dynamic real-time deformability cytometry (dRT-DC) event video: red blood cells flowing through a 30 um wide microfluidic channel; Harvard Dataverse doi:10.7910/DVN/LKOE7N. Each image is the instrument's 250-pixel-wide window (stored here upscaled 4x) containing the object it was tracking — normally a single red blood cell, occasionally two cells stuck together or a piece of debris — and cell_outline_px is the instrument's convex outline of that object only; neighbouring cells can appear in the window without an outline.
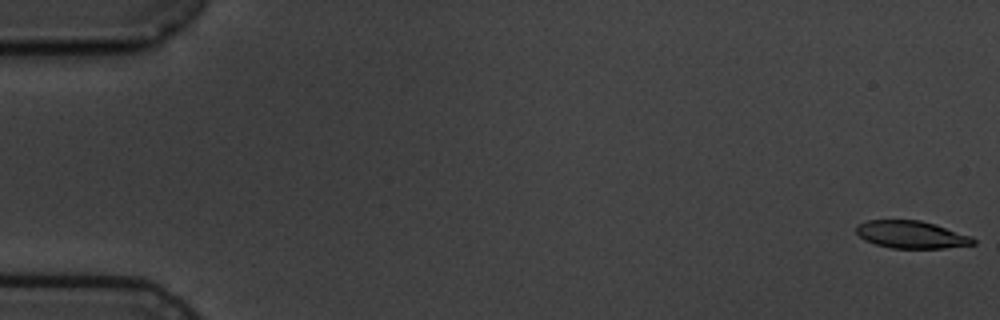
{"species": "common noctule bat (a hibernating species)", "species_latin": "Nyctalus noctula", "temperature_condition": "cold", "stored_images_in_passage": 9, "camera_frame_rate_fps": 3000, "um_per_image_px": 0.085, "animal": {"sex": "male", "body_mass_g": 19.5, "forearm_length_mm": 54.6}, "frame": {"image": 1, "passage_image": 1, "time_ms": 0.0, "image_size_px": [1000, 320], "cell_outline_px": [[976, 244], [944, 248], [892, 248], [876, 244], [864, 240], [856, 232], [856, 228], [860, 224], [868, 220], [920, 220], [936, 224], [972, 236], [976, 240]], "centroid_in_image_um": [77.51, 19.94], "position_along_channel_um": 7.5, "area_um2": 18.73}}
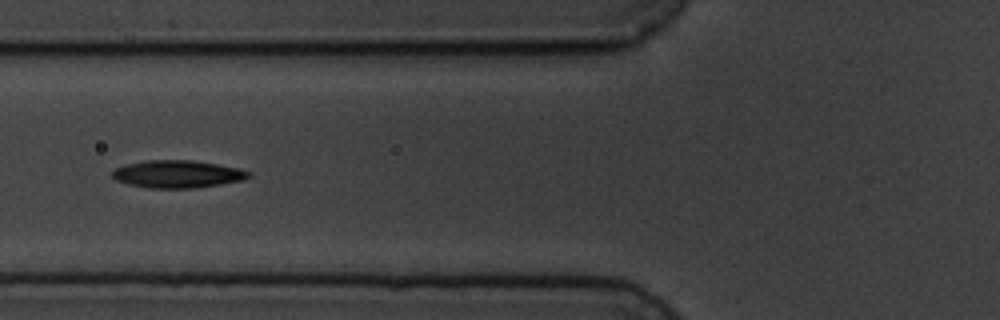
{"frame": {"image": 2, "passage_image": 7, "time_ms": 7.0, "image_size_px": [1000, 320], "cell_outline_px": [[252, 176], [244, 180], [196, 188], [148, 188], [128, 184], [116, 180], [112, 176], [112, 172], [116, 168], [128, 164], [144, 160], [192, 160], [240, 168], [252, 172]], "centroid_in_image_um": [15.13, 14.8], "position_along_channel_um": 110.7, "area_um2": 21.96}}
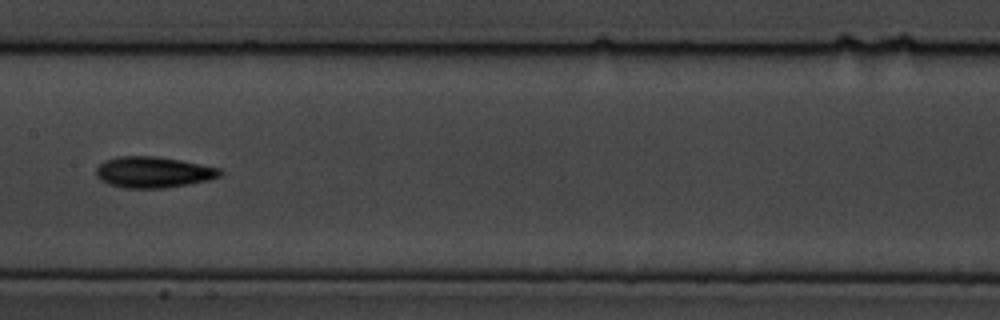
{"frame": {"image": 3, "passage_image": 9, "time_ms": 9.333, "image_size_px": [1000, 320], "cell_outline_px": [[224, 172], [220, 176], [208, 180], [188, 184], [164, 188], [124, 188], [108, 184], [100, 180], [96, 176], [96, 168], [104, 160], [120, 156], [156, 156], [180, 160], [220, 168]], "centroid_in_image_um": [13.02, 14.64], "position_along_channel_um": 194.4, "area_um2": 22.48}}